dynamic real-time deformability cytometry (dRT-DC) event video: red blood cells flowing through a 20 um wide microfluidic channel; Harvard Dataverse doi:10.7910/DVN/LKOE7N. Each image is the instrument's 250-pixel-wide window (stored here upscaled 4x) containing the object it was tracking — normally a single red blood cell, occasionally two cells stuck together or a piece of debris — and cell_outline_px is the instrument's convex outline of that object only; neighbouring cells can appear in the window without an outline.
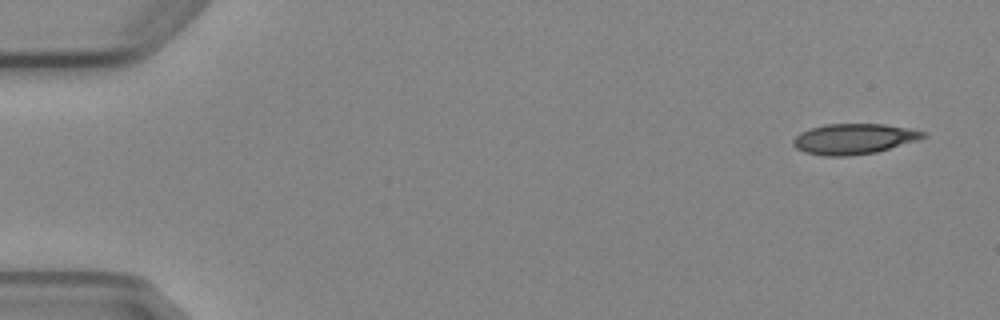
{"species": "Egyptian fruit bat (a non-hibernating species)", "species_latin": "Rousettus aegyptiacus", "temperature_condition": "cold", "stored_images_in_passage": 4, "camera_frame_rate_fps": 3000, "um_per_image_px": 0.085, "animal": {"sex": "female"}, "frame": {"image": 1, "passage_image": 1, "time_ms": 0.0, "image_size_px": [1000, 320], "cell_outline_px": [[928, 136], [916, 140], [876, 152], [848, 156], [824, 156], [804, 152], [796, 148], [792, 144], [792, 140], [800, 132], [812, 128], [828, 124], [884, 124], [908, 128], [928, 132]], "centroid_in_image_um": [72.57, 11.81], "position_along_channel_um": 12.4, "area_um2": 23.0}}